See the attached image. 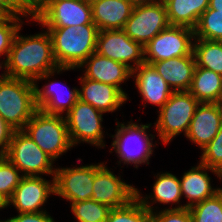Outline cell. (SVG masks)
I'll return each instance as SVG.
<instances>
[{"instance_id":"1","label":"cell","mask_w":222,"mask_h":222,"mask_svg":"<svg viewBox=\"0 0 222 222\" xmlns=\"http://www.w3.org/2000/svg\"><path fill=\"white\" fill-rule=\"evenodd\" d=\"M17 31L8 53L7 72L11 78H21L37 83L38 80H50L52 76L63 71L77 68H59L48 31L35 35L22 36Z\"/></svg>"},{"instance_id":"2","label":"cell","mask_w":222,"mask_h":222,"mask_svg":"<svg viewBox=\"0 0 222 222\" xmlns=\"http://www.w3.org/2000/svg\"><path fill=\"white\" fill-rule=\"evenodd\" d=\"M59 68H79L96 52L98 28L95 24L46 27Z\"/></svg>"},{"instance_id":"3","label":"cell","mask_w":222,"mask_h":222,"mask_svg":"<svg viewBox=\"0 0 222 222\" xmlns=\"http://www.w3.org/2000/svg\"><path fill=\"white\" fill-rule=\"evenodd\" d=\"M37 110L32 81L8 77L0 82V117L13 130H22Z\"/></svg>"},{"instance_id":"4","label":"cell","mask_w":222,"mask_h":222,"mask_svg":"<svg viewBox=\"0 0 222 222\" xmlns=\"http://www.w3.org/2000/svg\"><path fill=\"white\" fill-rule=\"evenodd\" d=\"M116 126L115 134L110 136L113 137L110 153L114 150L117 154L119 158L118 166L121 162L124 165L133 164L137 169L142 163L149 165V158L154 152V146L156 147V141L153 144L155 135L148 134L151 123L138 124L130 120L126 124L117 122Z\"/></svg>"},{"instance_id":"5","label":"cell","mask_w":222,"mask_h":222,"mask_svg":"<svg viewBox=\"0 0 222 222\" xmlns=\"http://www.w3.org/2000/svg\"><path fill=\"white\" fill-rule=\"evenodd\" d=\"M22 130L54 161L73 147L64 115L38 109Z\"/></svg>"},{"instance_id":"6","label":"cell","mask_w":222,"mask_h":222,"mask_svg":"<svg viewBox=\"0 0 222 222\" xmlns=\"http://www.w3.org/2000/svg\"><path fill=\"white\" fill-rule=\"evenodd\" d=\"M199 104L200 102L189 91L173 92L158 111V119L154 123L159 139L164 144H169L181 133L186 136Z\"/></svg>"},{"instance_id":"7","label":"cell","mask_w":222,"mask_h":222,"mask_svg":"<svg viewBox=\"0 0 222 222\" xmlns=\"http://www.w3.org/2000/svg\"><path fill=\"white\" fill-rule=\"evenodd\" d=\"M5 156L23 176L55 177L54 160L23 130L13 131Z\"/></svg>"},{"instance_id":"8","label":"cell","mask_w":222,"mask_h":222,"mask_svg":"<svg viewBox=\"0 0 222 222\" xmlns=\"http://www.w3.org/2000/svg\"><path fill=\"white\" fill-rule=\"evenodd\" d=\"M103 112L88 103L78 100L70 111L65 115L68 134L72 146L88 143L96 148L105 147Z\"/></svg>"},{"instance_id":"9","label":"cell","mask_w":222,"mask_h":222,"mask_svg":"<svg viewBox=\"0 0 222 222\" xmlns=\"http://www.w3.org/2000/svg\"><path fill=\"white\" fill-rule=\"evenodd\" d=\"M194 29L169 26L144 46L145 63L183 57L193 52Z\"/></svg>"},{"instance_id":"10","label":"cell","mask_w":222,"mask_h":222,"mask_svg":"<svg viewBox=\"0 0 222 222\" xmlns=\"http://www.w3.org/2000/svg\"><path fill=\"white\" fill-rule=\"evenodd\" d=\"M170 26L163 1L134 6L123 31L143 47Z\"/></svg>"},{"instance_id":"11","label":"cell","mask_w":222,"mask_h":222,"mask_svg":"<svg viewBox=\"0 0 222 222\" xmlns=\"http://www.w3.org/2000/svg\"><path fill=\"white\" fill-rule=\"evenodd\" d=\"M96 52L125 64L132 71L145 63L144 47L133 41L122 29L99 31Z\"/></svg>"},{"instance_id":"12","label":"cell","mask_w":222,"mask_h":222,"mask_svg":"<svg viewBox=\"0 0 222 222\" xmlns=\"http://www.w3.org/2000/svg\"><path fill=\"white\" fill-rule=\"evenodd\" d=\"M122 180L121 176H116L104 162L94 164L92 199L111 209L129 204L136 198V188Z\"/></svg>"},{"instance_id":"13","label":"cell","mask_w":222,"mask_h":222,"mask_svg":"<svg viewBox=\"0 0 222 222\" xmlns=\"http://www.w3.org/2000/svg\"><path fill=\"white\" fill-rule=\"evenodd\" d=\"M44 27H67L94 24L89 0L46 2L45 7L32 19Z\"/></svg>"},{"instance_id":"14","label":"cell","mask_w":222,"mask_h":222,"mask_svg":"<svg viewBox=\"0 0 222 222\" xmlns=\"http://www.w3.org/2000/svg\"><path fill=\"white\" fill-rule=\"evenodd\" d=\"M56 168L55 195L70 203L92 199L94 165Z\"/></svg>"},{"instance_id":"15","label":"cell","mask_w":222,"mask_h":222,"mask_svg":"<svg viewBox=\"0 0 222 222\" xmlns=\"http://www.w3.org/2000/svg\"><path fill=\"white\" fill-rule=\"evenodd\" d=\"M55 195V178L51 181L42 176H23L9 199L18 213H38L44 210L49 196ZM43 209V210H42Z\"/></svg>"},{"instance_id":"16","label":"cell","mask_w":222,"mask_h":222,"mask_svg":"<svg viewBox=\"0 0 222 222\" xmlns=\"http://www.w3.org/2000/svg\"><path fill=\"white\" fill-rule=\"evenodd\" d=\"M221 126L222 103H200L185 137L203 149L217 135Z\"/></svg>"},{"instance_id":"17","label":"cell","mask_w":222,"mask_h":222,"mask_svg":"<svg viewBox=\"0 0 222 222\" xmlns=\"http://www.w3.org/2000/svg\"><path fill=\"white\" fill-rule=\"evenodd\" d=\"M84 68V77L117 87L128 99V94L121 84L132 77V70L125 64L104 57L94 52L80 66Z\"/></svg>"},{"instance_id":"18","label":"cell","mask_w":222,"mask_h":222,"mask_svg":"<svg viewBox=\"0 0 222 222\" xmlns=\"http://www.w3.org/2000/svg\"><path fill=\"white\" fill-rule=\"evenodd\" d=\"M213 172L219 180L222 179V174L208 166H205L200 161L195 167L185 172L180 181L182 196L188 199L185 208H190L207 198L214 196L221 188H214L211 185V177L207 172ZM213 187V188H212Z\"/></svg>"},{"instance_id":"19","label":"cell","mask_w":222,"mask_h":222,"mask_svg":"<svg viewBox=\"0 0 222 222\" xmlns=\"http://www.w3.org/2000/svg\"><path fill=\"white\" fill-rule=\"evenodd\" d=\"M79 79V100L92 105L103 113L115 112L128 99L113 85L87 79L84 76H80Z\"/></svg>"},{"instance_id":"20","label":"cell","mask_w":222,"mask_h":222,"mask_svg":"<svg viewBox=\"0 0 222 222\" xmlns=\"http://www.w3.org/2000/svg\"><path fill=\"white\" fill-rule=\"evenodd\" d=\"M135 87L142 96V102L151 103L160 108L168 101L172 89L150 64H140L132 71Z\"/></svg>"},{"instance_id":"21","label":"cell","mask_w":222,"mask_h":222,"mask_svg":"<svg viewBox=\"0 0 222 222\" xmlns=\"http://www.w3.org/2000/svg\"><path fill=\"white\" fill-rule=\"evenodd\" d=\"M151 65L173 92L189 91L196 68L193 52L187 56L157 61Z\"/></svg>"},{"instance_id":"22","label":"cell","mask_w":222,"mask_h":222,"mask_svg":"<svg viewBox=\"0 0 222 222\" xmlns=\"http://www.w3.org/2000/svg\"><path fill=\"white\" fill-rule=\"evenodd\" d=\"M37 84L39 83H34L36 106L44 113L63 116L66 111L65 116L79 100L78 88L76 87L72 89L67 87L66 94H62L63 92L60 90L62 83L53 81L43 85L40 89Z\"/></svg>"},{"instance_id":"23","label":"cell","mask_w":222,"mask_h":222,"mask_svg":"<svg viewBox=\"0 0 222 222\" xmlns=\"http://www.w3.org/2000/svg\"><path fill=\"white\" fill-rule=\"evenodd\" d=\"M92 20L99 31L123 29L134 6L128 0H89Z\"/></svg>"},{"instance_id":"24","label":"cell","mask_w":222,"mask_h":222,"mask_svg":"<svg viewBox=\"0 0 222 222\" xmlns=\"http://www.w3.org/2000/svg\"><path fill=\"white\" fill-rule=\"evenodd\" d=\"M155 182L153 184V193L150 195H145L144 197L140 195V190L136 188V198L142 203V205L148 209L151 213L155 211L153 205L155 203L163 204H178L176 207H169L164 209H184L185 205H180V200L182 198L181 186L179 178L169 172L157 173L155 175ZM150 200V201H149ZM151 202V203H150ZM153 204V205H152Z\"/></svg>"},{"instance_id":"25","label":"cell","mask_w":222,"mask_h":222,"mask_svg":"<svg viewBox=\"0 0 222 222\" xmlns=\"http://www.w3.org/2000/svg\"><path fill=\"white\" fill-rule=\"evenodd\" d=\"M170 26L194 29L200 16L209 8V0H163Z\"/></svg>"},{"instance_id":"26","label":"cell","mask_w":222,"mask_h":222,"mask_svg":"<svg viewBox=\"0 0 222 222\" xmlns=\"http://www.w3.org/2000/svg\"><path fill=\"white\" fill-rule=\"evenodd\" d=\"M189 92L200 103H222V75L196 67Z\"/></svg>"},{"instance_id":"27","label":"cell","mask_w":222,"mask_h":222,"mask_svg":"<svg viewBox=\"0 0 222 222\" xmlns=\"http://www.w3.org/2000/svg\"><path fill=\"white\" fill-rule=\"evenodd\" d=\"M193 53L196 67L222 75V41L194 39Z\"/></svg>"},{"instance_id":"28","label":"cell","mask_w":222,"mask_h":222,"mask_svg":"<svg viewBox=\"0 0 222 222\" xmlns=\"http://www.w3.org/2000/svg\"><path fill=\"white\" fill-rule=\"evenodd\" d=\"M195 39L222 41V13L207 8L194 28Z\"/></svg>"},{"instance_id":"29","label":"cell","mask_w":222,"mask_h":222,"mask_svg":"<svg viewBox=\"0 0 222 222\" xmlns=\"http://www.w3.org/2000/svg\"><path fill=\"white\" fill-rule=\"evenodd\" d=\"M106 222H154L152 213L134 198L129 204L110 210Z\"/></svg>"},{"instance_id":"30","label":"cell","mask_w":222,"mask_h":222,"mask_svg":"<svg viewBox=\"0 0 222 222\" xmlns=\"http://www.w3.org/2000/svg\"><path fill=\"white\" fill-rule=\"evenodd\" d=\"M77 222H106L111 208L105 204L87 199L70 204Z\"/></svg>"},{"instance_id":"31","label":"cell","mask_w":222,"mask_h":222,"mask_svg":"<svg viewBox=\"0 0 222 222\" xmlns=\"http://www.w3.org/2000/svg\"><path fill=\"white\" fill-rule=\"evenodd\" d=\"M189 210L193 222H222V189Z\"/></svg>"},{"instance_id":"32","label":"cell","mask_w":222,"mask_h":222,"mask_svg":"<svg viewBox=\"0 0 222 222\" xmlns=\"http://www.w3.org/2000/svg\"><path fill=\"white\" fill-rule=\"evenodd\" d=\"M20 16H14L9 14L0 15V55L8 56V53L11 49L12 42L14 37L23 25V22Z\"/></svg>"},{"instance_id":"33","label":"cell","mask_w":222,"mask_h":222,"mask_svg":"<svg viewBox=\"0 0 222 222\" xmlns=\"http://www.w3.org/2000/svg\"><path fill=\"white\" fill-rule=\"evenodd\" d=\"M20 173L5 155H0V192L8 199L12 197L23 177Z\"/></svg>"},{"instance_id":"34","label":"cell","mask_w":222,"mask_h":222,"mask_svg":"<svg viewBox=\"0 0 222 222\" xmlns=\"http://www.w3.org/2000/svg\"><path fill=\"white\" fill-rule=\"evenodd\" d=\"M201 153L200 162L222 174V126Z\"/></svg>"},{"instance_id":"35","label":"cell","mask_w":222,"mask_h":222,"mask_svg":"<svg viewBox=\"0 0 222 222\" xmlns=\"http://www.w3.org/2000/svg\"><path fill=\"white\" fill-rule=\"evenodd\" d=\"M152 215L154 222H193L189 208L156 210Z\"/></svg>"},{"instance_id":"36","label":"cell","mask_w":222,"mask_h":222,"mask_svg":"<svg viewBox=\"0 0 222 222\" xmlns=\"http://www.w3.org/2000/svg\"><path fill=\"white\" fill-rule=\"evenodd\" d=\"M0 222H55L47 211L38 213H18L17 216L10 217L7 220H0Z\"/></svg>"},{"instance_id":"37","label":"cell","mask_w":222,"mask_h":222,"mask_svg":"<svg viewBox=\"0 0 222 222\" xmlns=\"http://www.w3.org/2000/svg\"><path fill=\"white\" fill-rule=\"evenodd\" d=\"M46 0H20L21 17L34 19L37 14L45 7Z\"/></svg>"},{"instance_id":"38","label":"cell","mask_w":222,"mask_h":222,"mask_svg":"<svg viewBox=\"0 0 222 222\" xmlns=\"http://www.w3.org/2000/svg\"><path fill=\"white\" fill-rule=\"evenodd\" d=\"M13 129L0 117V155H5L9 147Z\"/></svg>"},{"instance_id":"39","label":"cell","mask_w":222,"mask_h":222,"mask_svg":"<svg viewBox=\"0 0 222 222\" xmlns=\"http://www.w3.org/2000/svg\"><path fill=\"white\" fill-rule=\"evenodd\" d=\"M0 13L20 16L21 15L20 0H0Z\"/></svg>"},{"instance_id":"40","label":"cell","mask_w":222,"mask_h":222,"mask_svg":"<svg viewBox=\"0 0 222 222\" xmlns=\"http://www.w3.org/2000/svg\"><path fill=\"white\" fill-rule=\"evenodd\" d=\"M209 9L217 10V13H222V0H209Z\"/></svg>"},{"instance_id":"41","label":"cell","mask_w":222,"mask_h":222,"mask_svg":"<svg viewBox=\"0 0 222 222\" xmlns=\"http://www.w3.org/2000/svg\"><path fill=\"white\" fill-rule=\"evenodd\" d=\"M0 56H1V55H0ZM2 68H3L5 71H4V73H1V74H0V82L6 80V79L9 77L8 72H7V62H6V59H5V60H2V61L0 62V69H2Z\"/></svg>"},{"instance_id":"42","label":"cell","mask_w":222,"mask_h":222,"mask_svg":"<svg viewBox=\"0 0 222 222\" xmlns=\"http://www.w3.org/2000/svg\"><path fill=\"white\" fill-rule=\"evenodd\" d=\"M133 6L155 3L163 0H128Z\"/></svg>"},{"instance_id":"43","label":"cell","mask_w":222,"mask_h":222,"mask_svg":"<svg viewBox=\"0 0 222 222\" xmlns=\"http://www.w3.org/2000/svg\"><path fill=\"white\" fill-rule=\"evenodd\" d=\"M9 206V199L0 192V209L7 208Z\"/></svg>"},{"instance_id":"44","label":"cell","mask_w":222,"mask_h":222,"mask_svg":"<svg viewBox=\"0 0 222 222\" xmlns=\"http://www.w3.org/2000/svg\"><path fill=\"white\" fill-rule=\"evenodd\" d=\"M62 1H67V0H46V2H62Z\"/></svg>"}]
</instances>
